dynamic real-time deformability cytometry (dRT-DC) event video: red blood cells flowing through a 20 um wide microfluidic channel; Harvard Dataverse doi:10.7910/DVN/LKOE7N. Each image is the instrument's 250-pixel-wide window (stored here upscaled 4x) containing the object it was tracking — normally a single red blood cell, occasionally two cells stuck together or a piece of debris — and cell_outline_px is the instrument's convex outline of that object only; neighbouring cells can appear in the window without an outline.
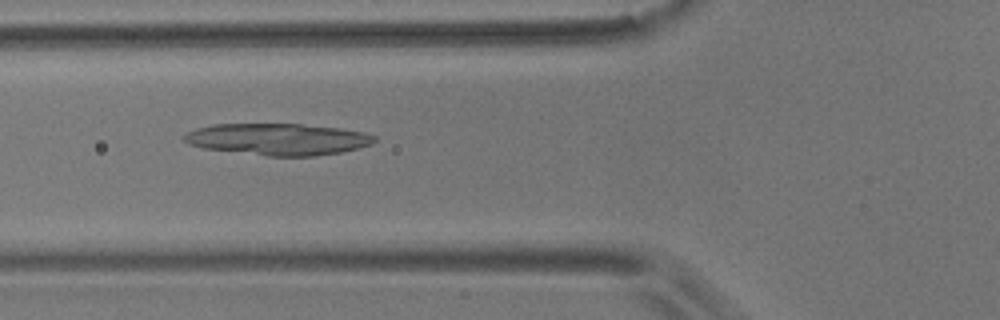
{"species": "common noctule bat (a hibernating species)", "species_latin": "Nyctalus noctula", "temperature_condition": "room temperature", "stored_images_in_passage": 52, "camera_frame_rate_fps": 3000, "um_per_image_px": 0.085, "animal": {"sex": "male", "body_mass_g": 17.9}, "frame": {"image": 1, "passage_image": 17, "time_ms": 5.333, "image_size_px": [1000, 320], "cell_outline_px": [[376, 140], [372, 144], [360, 148], [340, 152], [316, 156], [268, 156], [204, 148], [188, 144], [184, 140], [184, 136], [188, 132], [196, 128], [212, 124], [300, 124], [340, 128], [364, 132], [376, 136]], "centroid_in_image_um": [23.65, 11.83], "position_along_channel_um": 102.1, "area_um2": 35.14}}
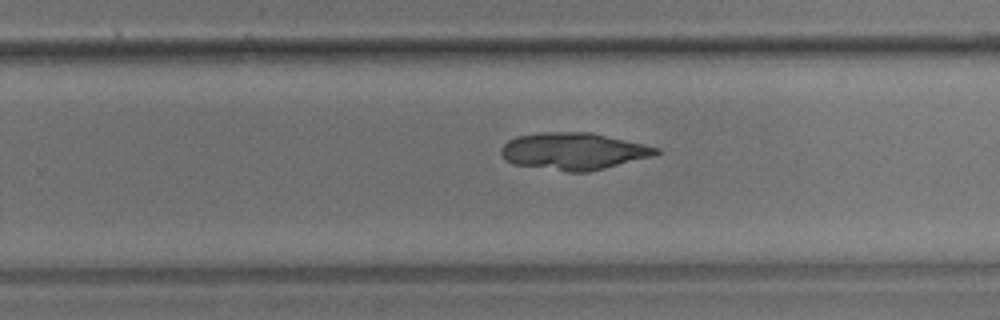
{"frame": {"image": 2, "passage_image": 32, "time_ms": 10.333, "image_size_px": [1000, 320], "cell_outline_px": [[660, 152], [656, 156], [588, 172], [568, 172], [512, 164], [504, 160], [500, 152], [500, 148], [508, 140], [516, 136], [540, 132], [592, 132], [644, 144], [660, 148]], "centroid_in_image_um": [48.75, 12.85], "position_along_channel_um": 281.0, "area_um2": 33.87}}
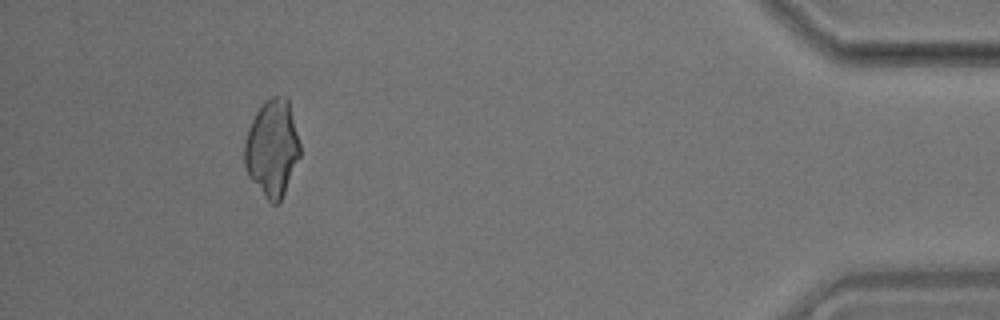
{"frame": {"image": 3, "passage_image": 48, "time_ms": 15.667, "image_size_px": [1000, 320], "cell_outline_px": [[300, 156], [280, 204], [272, 204], [264, 196], [248, 176], [244, 164], [244, 140], [248, 128], [256, 112], [272, 96], [288, 96], [300, 144]], "centroid_in_image_um": [23.14, 12.61], "position_along_channel_um": 412.1, "area_um2": 31.44}}